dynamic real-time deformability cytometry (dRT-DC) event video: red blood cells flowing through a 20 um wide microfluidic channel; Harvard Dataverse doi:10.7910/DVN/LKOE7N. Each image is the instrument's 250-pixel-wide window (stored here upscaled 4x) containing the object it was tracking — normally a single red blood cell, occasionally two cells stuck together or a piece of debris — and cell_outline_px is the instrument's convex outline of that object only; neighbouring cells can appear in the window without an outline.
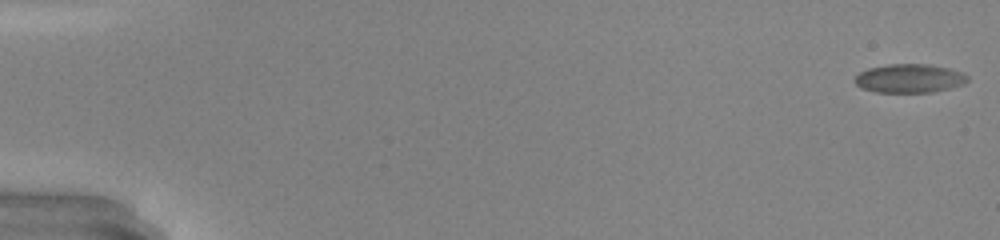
{"species": "common noctule bat (a hibernating species)", "species_latin": "Nyctalus noctula", "temperature_condition": "warm", "stored_images_in_passage": 50, "camera_frame_rate_fps": 3000, "um_per_image_px": 0.085, "animal": {"sex": "male", "body_mass_g": 20.0, "forearm_length_mm": 53.3}, "frame": {"image": 1, "passage_image": 1, "time_ms": 0.0, "image_size_px": [1000, 240], "cell_outline_px": [[968, 80], [964, 84], [932, 92], [876, 92], [860, 88], [856, 84], [856, 76], [860, 72], [868, 68], [888, 64], [928, 64], [948, 68], [964, 72], [968, 76]], "centroid_in_image_um": [77.31, 6.66], "position_along_channel_um": 7.7, "area_um2": 18.84}}
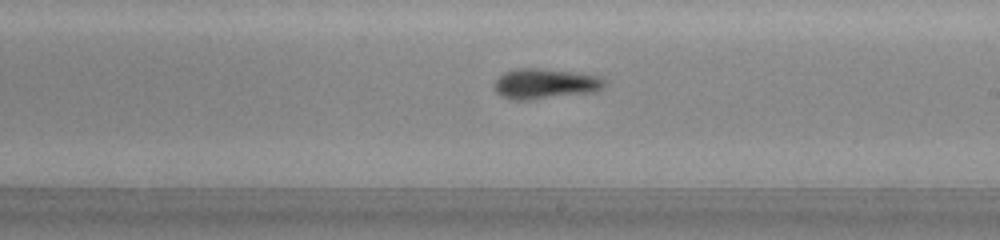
{"frame": {"image": 2, "passage_image": 30, "time_ms": 9.667, "image_size_px": [1000, 240], "cell_outline_px": [[604, 88], [596, 92], [528, 100], [516, 100], [500, 96], [492, 88], [492, 84], [504, 72], [516, 68], [540, 68], [572, 72], [600, 76], [604, 80]], "centroid_in_image_um": [46.3, 7.12], "position_along_channel_um": 242.7, "area_um2": 19.65}}
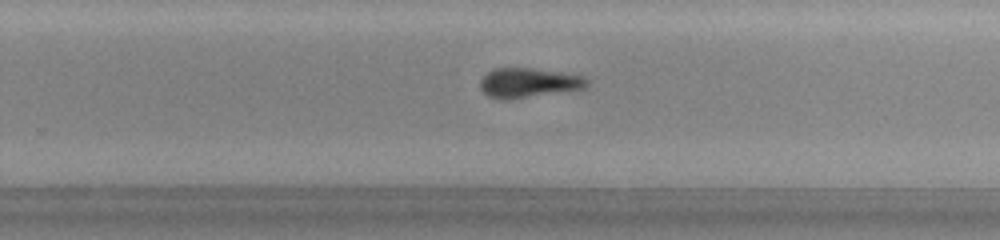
{"frame": {"image": 3, "passage_image": 33, "time_ms": 10.667, "image_size_px": [1000, 240], "cell_outline_px": [[588, 88], [576, 92], [508, 100], [504, 100], [488, 96], [480, 88], [480, 80], [488, 72], [496, 68], [532, 68], [560, 72], [584, 76], [588, 80]], "centroid_in_image_um": [45.03, 7.07], "position_along_channel_um": 284.8, "area_um2": 19.13}, "authors_computed_cell_mechanics": {"area_um2": 18.496, "velocity_mm_per_s": 4.2309, "shape_relaxation_time_tau1_ms": 2.9013, "shape_relaxation_time_tau2_ms": 5.4045, "deformation_change_tau1": 0.1188, "deformation_change_tau2": 0.1499}}